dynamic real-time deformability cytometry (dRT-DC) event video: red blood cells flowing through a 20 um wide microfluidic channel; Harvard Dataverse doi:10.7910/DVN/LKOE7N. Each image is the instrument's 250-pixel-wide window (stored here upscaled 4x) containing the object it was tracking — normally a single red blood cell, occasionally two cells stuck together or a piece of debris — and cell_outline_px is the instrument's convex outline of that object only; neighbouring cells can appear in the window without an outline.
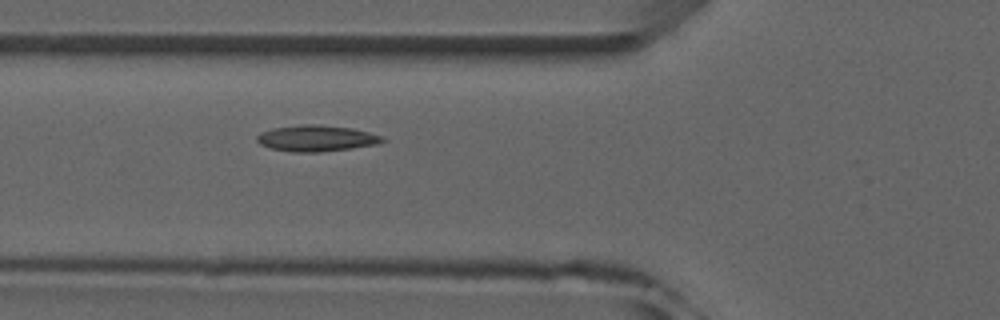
{"species": "common noctule bat (a hibernating species)", "species_latin": "Nyctalus noctula", "temperature_condition": "room temperature", "stored_images_in_passage": 4, "camera_frame_rate_fps": 3000, "um_per_image_px": 0.085, "animal": {"sex": "male", "forearm_length_mm": 52.5}, "frame": {"image": 1, "passage_image": 4, "time_ms": 4.333, "image_size_px": [1000, 320], "cell_outline_px": [[388, 140], [376, 144], [352, 148], [320, 152], [292, 152], [268, 148], [260, 144], [256, 140], [256, 136], [260, 132], [272, 128], [304, 124], [320, 124], [352, 128], [384, 136]], "centroid_in_image_um": [26.89, 11.75], "position_along_channel_um": 98.9, "area_um2": 19.36}}